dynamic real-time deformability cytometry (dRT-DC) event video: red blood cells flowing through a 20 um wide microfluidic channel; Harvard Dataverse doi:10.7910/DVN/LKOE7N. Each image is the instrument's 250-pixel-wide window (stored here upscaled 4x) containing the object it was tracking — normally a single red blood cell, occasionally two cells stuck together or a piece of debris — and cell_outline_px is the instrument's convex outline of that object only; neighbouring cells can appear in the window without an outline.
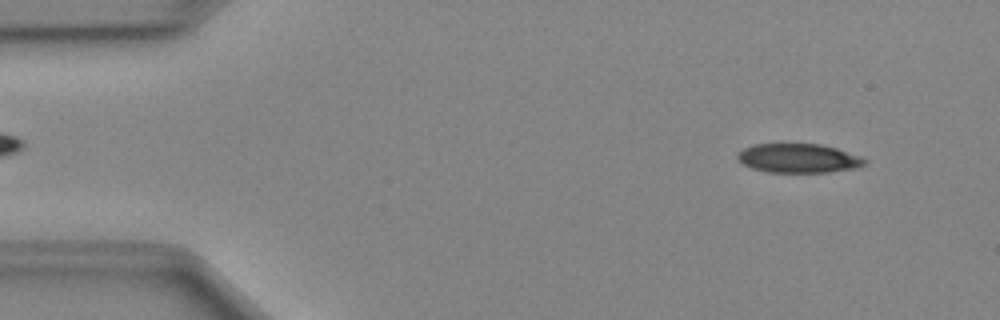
{"species": "Egyptian fruit bat (a non-hibernating species)", "species_latin": "Rousettus aegyptiacus", "temperature_condition": "cold", "stored_images_in_passage": 50, "segment_of_instrument_passage": [1, 2], "camera_frame_rate_fps": 3000, "um_per_image_px": 0.085, "animal": {"sex": "female"}, "frame": {"image": 1, "passage_image": 4, "time_ms": 1.0, "image_size_px": [1000, 320], "cell_outline_px": [[868, 160], [864, 164], [856, 168], [828, 172], [768, 172], [752, 168], [744, 164], [736, 156], [736, 152], [752, 144], [820, 144], [836, 148], [860, 156]], "centroid_in_image_um": [67.85, 13.44], "position_along_channel_um": 17.1, "area_um2": 21.5}}
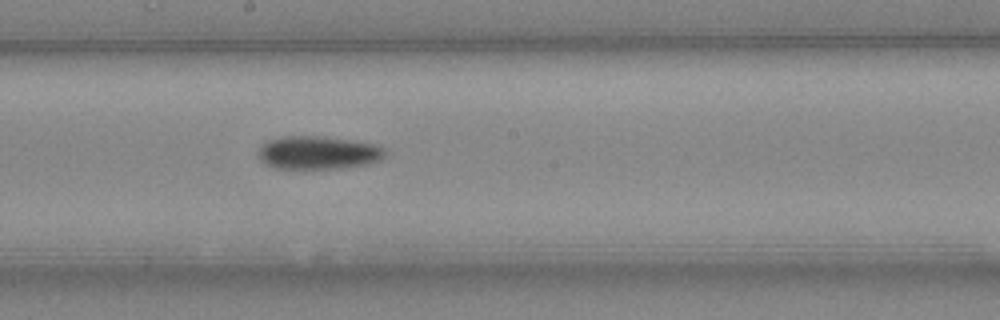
{"frame": {"image": 2, "passage_image": 26, "time_ms": 8.333, "image_size_px": [1000, 320], "cell_outline_px": [[388, 152], [380, 160], [368, 164], [340, 168], [276, 168], [264, 164], [260, 160], [256, 152], [260, 144], [268, 140], [284, 136], [324, 136], [372, 144], [384, 148]], "centroid_in_image_um": [26.98, 12.97], "position_along_channel_um": 221.2, "area_um2": 24.62}}
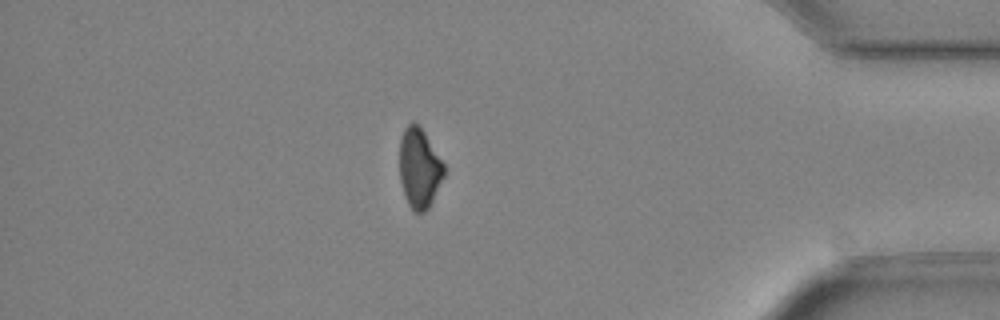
{"frame": {"image": 3, "passage_image": 42, "time_ms": 13.667, "image_size_px": [1000, 320], "cell_outline_px": [[444, 176], [428, 208], [424, 212], [416, 212], [408, 204], [404, 196], [400, 180], [400, 136], [404, 128], [408, 124], [420, 124], [444, 164]], "centroid_in_image_um": [35.63, 14.27], "position_along_channel_um": 399.6, "area_um2": 20.58}}